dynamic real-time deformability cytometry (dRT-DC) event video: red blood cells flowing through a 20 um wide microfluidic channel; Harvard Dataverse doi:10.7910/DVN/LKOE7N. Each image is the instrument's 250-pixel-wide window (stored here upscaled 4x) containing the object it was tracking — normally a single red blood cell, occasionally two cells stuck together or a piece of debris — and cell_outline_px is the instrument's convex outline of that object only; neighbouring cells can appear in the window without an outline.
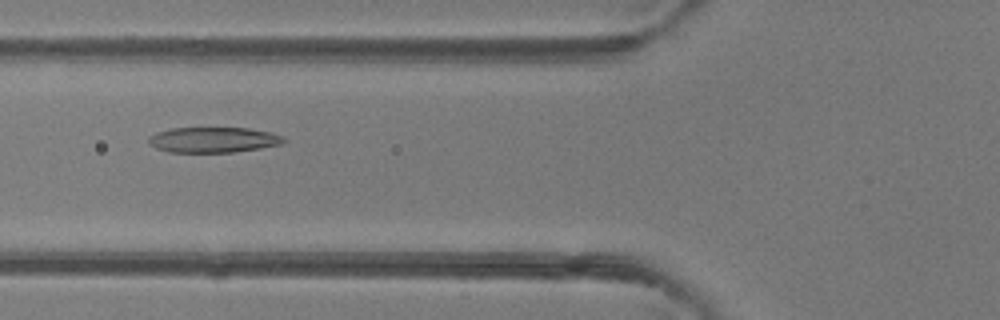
{"species": "common noctule bat (a hibernating species)", "species_latin": "Nyctalus noctula", "temperature_condition": "room temperature", "stored_images_in_passage": 50, "camera_frame_rate_fps": 3000, "um_per_image_px": 0.085, "animal": {"sex": "female"}, "frame": {"image": 1, "passage_image": 19, "time_ms": 6.0, "image_size_px": [1000, 320], "cell_outline_px": [[288, 140], [284, 144], [260, 148], [232, 152], [168, 152], [156, 148], [148, 144], [148, 136], [156, 132], [172, 128], [248, 128], [268, 132], [284, 136]], "centroid_in_image_um": [18.13, 11.88], "position_along_channel_um": 107.7, "area_um2": 20.17}}
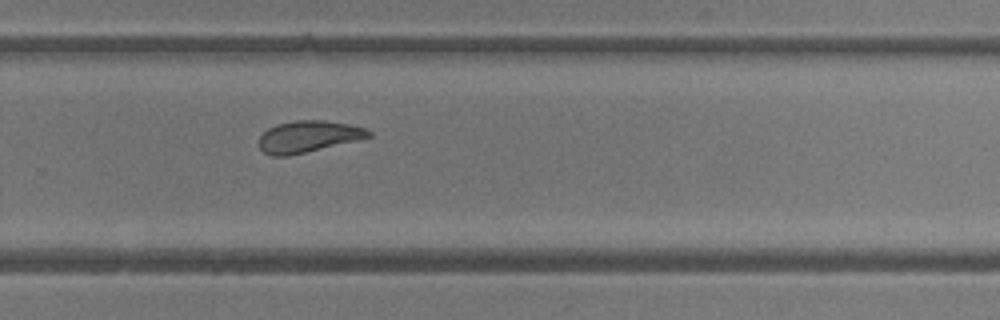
{"frame": {"image": 2, "passage_image": 33, "time_ms": 10.667, "image_size_px": [1000, 320], "cell_outline_px": [[372, 136], [360, 140], [288, 156], [272, 156], [264, 152], [260, 148], [260, 136], [268, 128], [276, 124], [296, 120], [324, 120], [348, 124], [364, 128], [372, 132]], "centroid_in_image_um": [26.22, 11.61], "position_along_channel_um": 303.6, "area_um2": 20.17}}
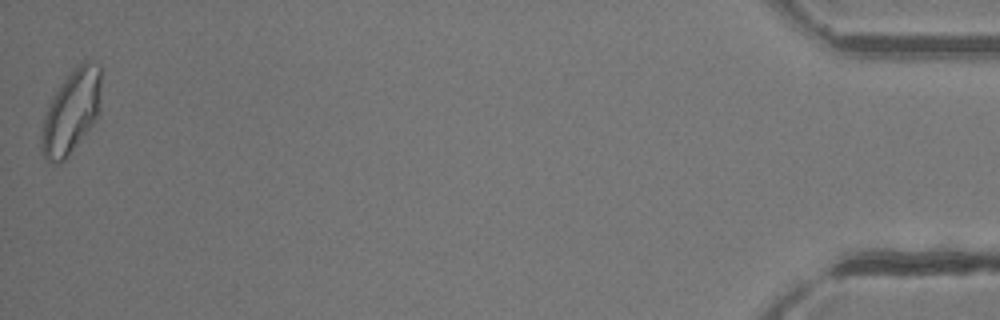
{"frame": {"image": 3, "passage_image": 49, "time_ms": 16.0, "image_size_px": [1000, 320], "cell_outline_px": [[100, 84], [96, 116], [88, 128], [64, 160], [56, 164], [48, 164], [40, 148], [40, 136], [44, 116], [52, 96], [76, 64], [84, 60], [92, 60], [100, 64]], "centroid_in_image_um": [6.0, 9.48], "position_along_channel_um": 429.2, "area_um2": 28.5}}